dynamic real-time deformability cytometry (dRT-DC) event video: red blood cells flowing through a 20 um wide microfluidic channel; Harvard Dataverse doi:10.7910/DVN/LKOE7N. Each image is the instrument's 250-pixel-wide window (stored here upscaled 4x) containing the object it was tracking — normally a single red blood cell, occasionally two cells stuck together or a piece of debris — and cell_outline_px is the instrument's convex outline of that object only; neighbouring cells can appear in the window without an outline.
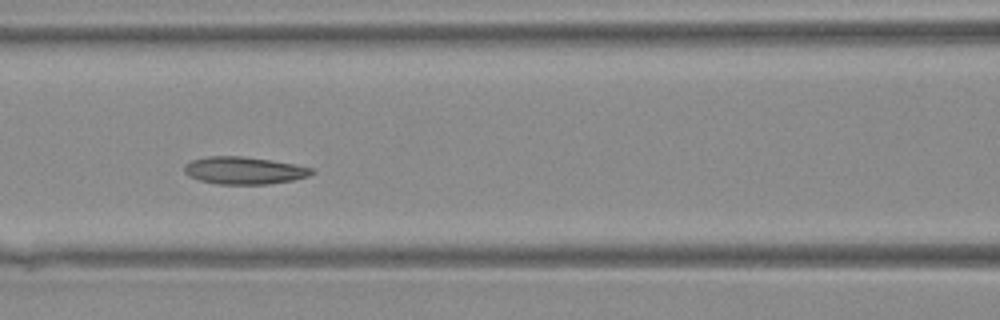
{"species": "Egyptian fruit bat (a non-hibernating species)", "species_latin": "Rousettus aegyptiacus", "temperature_condition": "warm", "stored_images_in_passage": 17, "camera_frame_rate_fps": 3000, "um_per_image_px": 0.085, "animal": {"sex": "female"}, "frame": {"image": 1, "passage_image": 10, "time_ms": 3.0, "image_size_px": [1000, 320], "cell_outline_px": [[316, 172], [308, 176], [292, 180], [268, 184], [216, 184], [200, 180], [188, 176], [184, 172], [184, 168], [192, 160], [208, 156], [240, 156], [268, 160], [292, 164], [312, 168]], "centroid_in_image_um": [20.73, 14.5], "position_along_channel_um": 145.9, "area_um2": 20.06}}
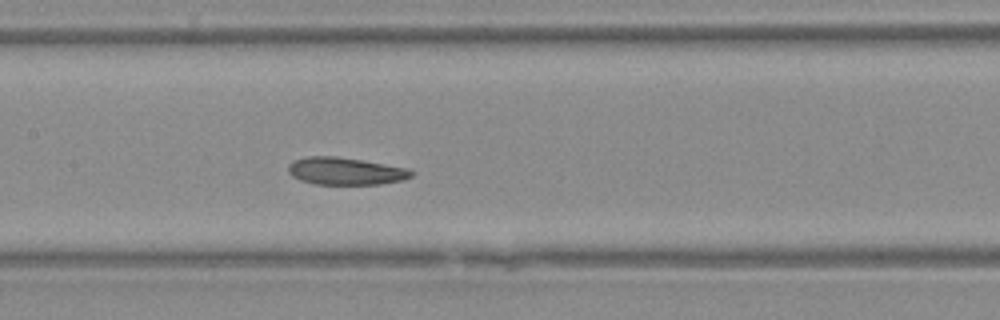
{"frame": {"image": 2, "passage_image": 12, "time_ms": 3.667, "image_size_px": [1000, 320], "cell_outline_px": [[416, 172], [412, 176], [404, 180], [380, 184], [316, 184], [300, 180], [292, 176], [288, 172], [288, 164], [296, 160], [308, 156], [336, 156], [408, 168]], "centroid_in_image_um": [29.39, 14.55], "position_along_channel_um": 178.0, "area_um2": 19.59}}
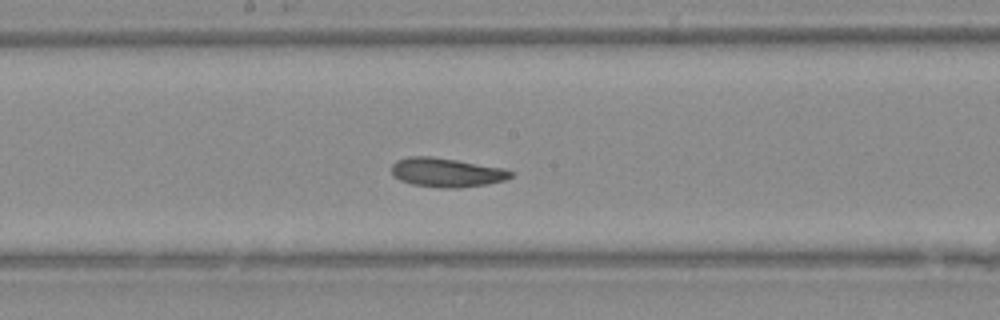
{"frame": {"image": 3, "passage_image": 14, "time_ms": 4.333, "image_size_px": [1000, 320], "cell_outline_px": [[512, 176], [504, 180], [488, 184], [460, 188], [440, 188], [412, 184], [400, 180], [392, 172], [392, 164], [396, 160], [408, 156], [432, 156], [504, 168], [512, 172]], "centroid_in_image_um": [37.95, 14.66], "position_along_channel_um": 210.3, "area_um2": 20.17}}